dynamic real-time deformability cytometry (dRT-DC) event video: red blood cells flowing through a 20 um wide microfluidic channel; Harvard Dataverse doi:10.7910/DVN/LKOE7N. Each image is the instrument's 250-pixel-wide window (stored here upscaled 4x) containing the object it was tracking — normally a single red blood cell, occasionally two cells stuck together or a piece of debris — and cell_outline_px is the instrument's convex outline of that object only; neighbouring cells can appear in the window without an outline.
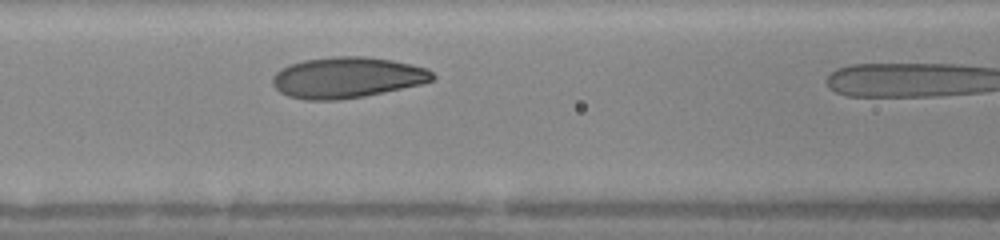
{"species": "human", "species_latin": "Homo sapiens", "temperature_condition": "warm", "stored_images_in_passage": 9, "camera_frame_rate_fps": 3000, "um_per_image_px": 0.085, "donor": {"sex": "female"}, "frame": {"image": 1, "passage_image": 8, "time_ms": 2.333, "image_size_px": [1000, 240], "cell_outline_px": [[436, 76], [432, 80], [424, 84], [364, 96], [340, 100], [304, 100], [288, 96], [280, 92], [272, 84], [272, 76], [280, 68], [288, 64], [304, 60], [336, 56], [364, 56], [392, 60], [412, 64], [428, 68]], "centroid_in_image_um": [29.5, 6.59], "position_along_channel_um": 137.1, "area_um2": 38.49}}